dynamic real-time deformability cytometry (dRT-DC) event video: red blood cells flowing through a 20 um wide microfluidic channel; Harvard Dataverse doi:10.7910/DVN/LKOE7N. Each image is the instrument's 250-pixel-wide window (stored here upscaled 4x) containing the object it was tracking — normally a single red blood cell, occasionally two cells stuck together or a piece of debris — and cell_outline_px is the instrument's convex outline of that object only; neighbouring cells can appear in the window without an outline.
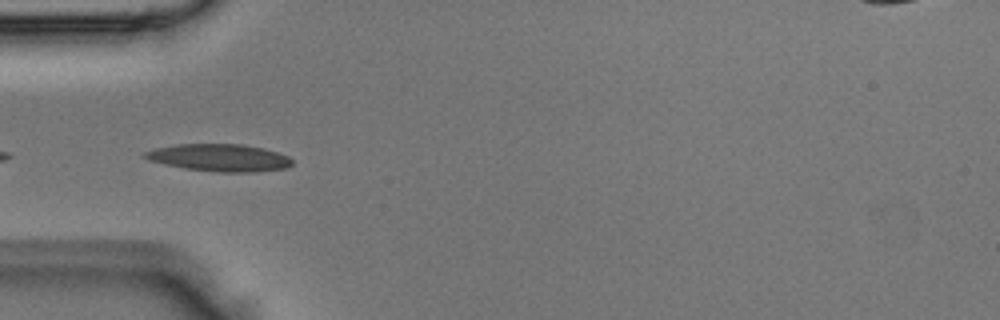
{"species": "Egyptian fruit bat (a non-hibernating species)", "species_latin": "Rousettus aegyptiacus", "temperature_condition": "room temperature", "stored_images_in_passage": 33, "camera_frame_rate_fps": 3000, "um_per_image_px": 0.085, "animal": {"sex": "male"}, "frame": {"image": 1, "passage_image": 2, "time_ms": 0.333, "image_size_px": [1000, 320], "cell_outline_px": [[292, 164], [284, 168], [252, 172], [220, 172], [184, 168], [164, 164], [148, 160], [140, 156], [144, 152], [156, 148], [176, 144], [240, 144], [264, 148], [288, 156], [292, 160]], "centroid_in_image_um": [18.6, 13.4], "position_along_channel_um": 66.4, "area_um2": 23.35}}
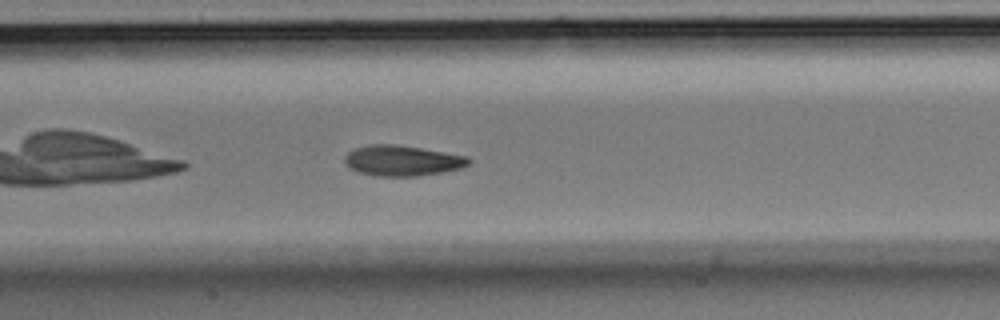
{"frame": {"image": 2, "passage_image": 10, "time_ms": 3.0, "image_size_px": [1000, 320], "cell_outline_px": [[472, 160], [468, 164], [460, 168], [444, 172], [416, 176], [376, 176], [360, 172], [352, 168], [344, 160], [344, 156], [348, 152], [356, 148], [372, 144], [396, 144], [468, 156]], "centroid_in_image_um": [34.22, 13.65], "position_along_channel_um": 173.2, "area_um2": 21.85}}
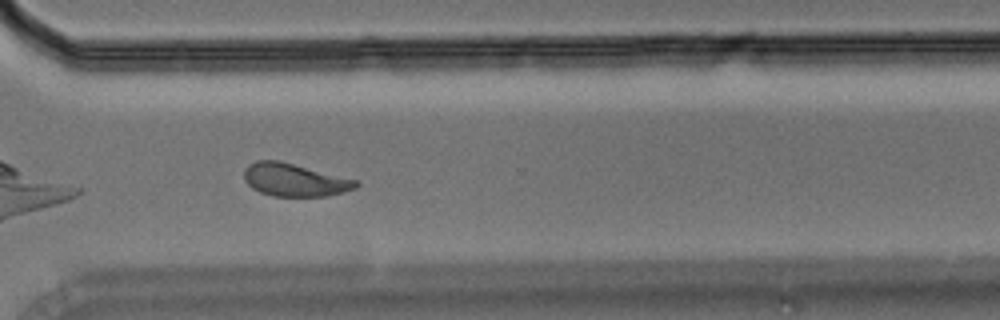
{"frame": {"image": 3, "passage_image": 23, "time_ms": 7.333, "image_size_px": [1000, 320], "cell_outline_px": [[360, 184], [356, 188], [344, 192], [328, 196], [272, 196], [260, 192], [252, 188], [244, 180], [244, 168], [248, 164], [256, 160], [280, 160], [356, 180]], "centroid_in_image_um": [25.01, 15.29], "position_along_channel_um": 345.6, "area_um2": 21.5}}